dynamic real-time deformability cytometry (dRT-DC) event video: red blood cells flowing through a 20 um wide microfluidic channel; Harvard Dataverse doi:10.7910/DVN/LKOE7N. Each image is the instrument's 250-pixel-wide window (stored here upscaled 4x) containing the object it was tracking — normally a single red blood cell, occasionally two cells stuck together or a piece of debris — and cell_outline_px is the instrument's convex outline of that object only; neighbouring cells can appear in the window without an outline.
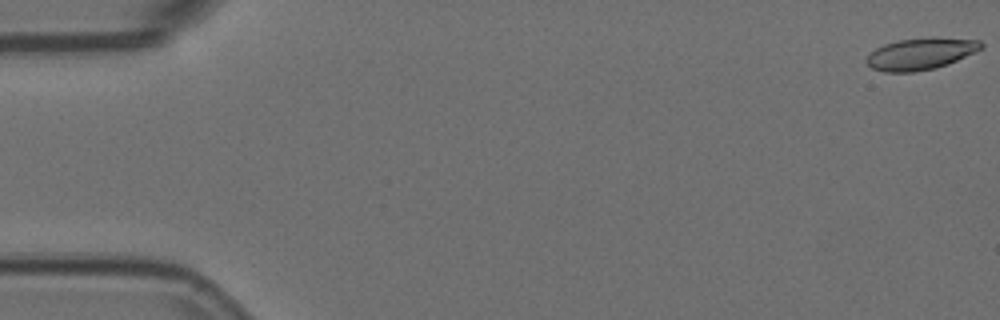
{"species": "Egyptian fruit bat (a non-hibernating species)", "species_latin": "Rousettus aegyptiacus", "temperature_condition": "room temperature", "stored_images_in_passage": 15, "camera_frame_rate_fps": 3000, "um_per_image_px": 0.085, "animal": {"sex": "female"}, "frame": {"image": 1, "passage_image": 1, "time_ms": 0.0, "image_size_px": [1000, 320], "cell_outline_px": [[984, 48], [976, 52], [948, 64], [936, 68], [912, 72], [884, 72], [872, 68], [864, 60], [868, 52], [884, 44], [900, 40], [980, 40], [984, 44]], "centroid_in_image_um": [78.19, 4.63], "position_along_channel_um": 6.8, "area_um2": 20.46}}
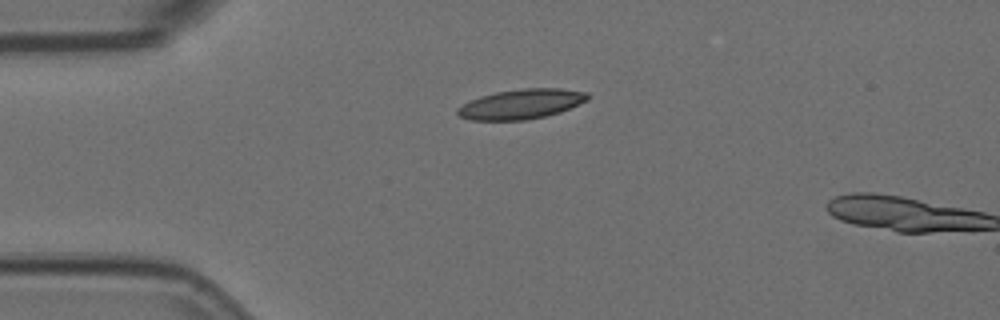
{"frame": {"image": 2, "passage_image": 14, "time_ms": 4.333, "image_size_px": [1000, 320], "cell_outline_px": [[588, 100], [560, 112], [544, 116], [524, 120], [468, 120], [460, 116], [456, 112], [456, 108], [468, 100], [480, 96], [496, 92], [524, 88], [560, 88], [588, 92]], "centroid_in_image_um": [44.27, 8.84], "position_along_channel_um": 40.7, "area_um2": 22.66}}